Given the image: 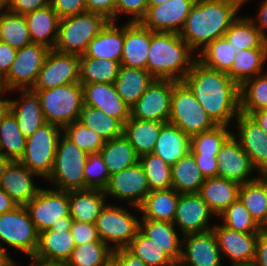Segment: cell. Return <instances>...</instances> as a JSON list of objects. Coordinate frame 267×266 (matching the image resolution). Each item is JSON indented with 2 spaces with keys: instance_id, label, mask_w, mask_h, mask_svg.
Wrapping results in <instances>:
<instances>
[{
  "instance_id": "obj_1",
  "label": "cell",
  "mask_w": 267,
  "mask_h": 266,
  "mask_svg": "<svg viewBox=\"0 0 267 266\" xmlns=\"http://www.w3.org/2000/svg\"><path fill=\"white\" fill-rule=\"evenodd\" d=\"M182 82L216 125L229 127L240 113V86L226 72L208 68L196 60Z\"/></svg>"
},
{
  "instance_id": "obj_2",
  "label": "cell",
  "mask_w": 267,
  "mask_h": 266,
  "mask_svg": "<svg viewBox=\"0 0 267 266\" xmlns=\"http://www.w3.org/2000/svg\"><path fill=\"white\" fill-rule=\"evenodd\" d=\"M248 0H196L179 35L195 51L223 37Z\"/></svg>"
},
{
  "instance_id": "obj_3",
  "label": "cell",
  "mask_w": 267,
  "mask_h": 266,
  "mask_svg": "<svg viewBox=\"0 0 267 266\" xmlns=\"http://www.w3.org/2000/svg\"><path fill=\"white\" fill-rule=\"evenodd\" d=\"M179 33L151 31L147 71L155 79L182 81L197 57Z\"/></svg>"
},
{
  "instance_id": "obj_4",
  "label": "cell",
  "mask_w": 267,
  "mask_h": 266,
  "mask_svg": "<svg viewBox=\"0 0 267 266\" xmlns=\"http://www.w3.org/2000/svg\"><path fill=\"white\" fill-rule=\"evenodd\" d=\"M32 91L39 97L46 122L63 129L79 119L80 111L84 106V91L81 83Z\"/></svg>"
},
{
  "instance_id": "obj_5",
  "label": "cell",
  "mask_w": 267,
  "mask_h": 266,
  "mask_svg": "<svg viewBox=\"0 0 267 266\" xmlns=\"http://www.w3.org/2000/svg\"><path fill=\"white\" fill-rule=\"evenodd\" d=\"M109 21L100 13L88 11L60 19L54 49L61 53L83 55L90 41Z\"/></svg>"
},
{
  "instance_id": "obj_6",
  "label": "cell",
  "mask_w": 267,
  "mask_h": 266,
  "mask_svg": "<svg viewBox=\"0 0 267 266\" xmlns=\"http://www.w3.org/2000/svg\"><path fill=\"white\" fill-rule=\"evenodd\" d=\"M87 156L85 151L62 133L57 142L54 167L47 178L55 185L53 188L62 191L84 190Z\"/></svg>"
},
{
  "instance_id": "obj_7",
  "label": "cell",
  "mask_w": 267,
  "mask_h": 266,
  "mask_svg": "<svg viewBox=\"0 0 267 266\" xmlns=\"http://www.w3.org/2000/svg\"><path fill=\"white\" fill-rule=\"evenodd\" d=\"M168 123L178 127L190 137L216 126L182 81L173 86Z\"/></svg>"
},
{
  "instance_id": "obj_8",
  "label": "cell",
  "mask_w": 267,
  "mask_h": 266,
  "mask_svg": "<svg viewBox=\"0 0 267 266\" xmlns=\"http://www.w3.org/2000/svg\"><path fill=\"white\" fill-rule=\"evenodd\" d=\"M62 128L48 122L26 139L24 153L19 162L38 176L48 178L55 161L57 142Z\"/></svg>"
},
{
  "instance_id": "obj_9",
  "label": "cell",
  "mask_w": 267,
  "mask_h": 266,
  "mask_svg": "<svg viewBox=\"0 0 267 266\" xmlns=\"http://www.w3.org/2000/svg\"><path fill=\"white\" fill-rule=\"evenodd\" d=\"M25 207L38 233L52 226L71 225L68 191L40 188Z\"/></svg>"
},
{
  "instance_id": "obj_10",
  "label": "cell",
  "mask_w": 267,
  "mask_h": 266,
  "mask_svg": "<svg viewBox=\"0 0 267 266\" xmlns=\"http://www.w3.org/2000/svg\"><path fill=\"white\" fill-rule=\"evenodd\" d=\"M139 219L125 208L108 202L96 219L95 226L99 239L113 250L126 248L139 230Z\"/></svg>"
},
{
  "instance_id": "obj_11",
  "label": "cell",
  "mask_w": 267,
  "mask_h": 266,
  "mask_svg": "<svg viewBox=\"0 0 267 266\" xmlns=\"http://www.w3.org/2000/svg\"><path fill=\"white\" fill-rule=\"evenodd\" d=\"M51 49L31 43L17 50L8 74L2 79L6 91L32 89Z\"/></svg>"
},
{
  "instance_id": "obj_12",
  "label": "cell",
  "mask_w": 267,
  "mask_h": 266,
  "mask_svg": "<svg viewBox=\"0 0 267 266\" xmlns=\"http://www.w3.org/2000/svg\"><path fill=\"white\" fill-rule=\"evenodd\" d=\"M38 237L39 233L25 206H17L0 214V242L32 256L38 247Z\"/></svg>"
},
{
  "instance_id": "obj_13",
  "label": "cell",
  "mask_w": 267,
  "mask_h": 266,
  "mask_svg": "<svg viewBox=\"0 0 267 266\" xmlns=\"http://www.w3.org/2000/svg\"><path fill=\"white\" fill-rule=\"evenodd\" d=\"M177 82L171 79H155L130 107V117L168 123L172 89Z\"/></svg>"
},
{
  "instance_id": "obj_14",
  "label": "cell",
  "mask_w": 267,
  "mask_h": 266,
  "mask_svg": "<svg viewBox=\"0 0 267 266\" xmlns=\"http://www.w3.org/2000/svg\"><path fill=\"white\" fill-rule=\"evenodd\" d=\"M80 55L51 49L31 90L53 89L60 85L80 83Z\"/></svg>"
},
{
  "instance_id": "obj_15",
  "label": "cell",
  "mask_w": 267,
  "mask_h": 266,
  "mask_svg": "<svg viewBox=\"0 0 267 266\" xmlns=\"http://www.w3.org/2000/svg\"><path fill=\"white\" fill-rule=\"evenodd\" d=\"M149 192L148 181L139 162L111 175L107 187L104 189L106 196L127 200L128 204L135 209L139 208Z\"/></svg>"
},
{
  "instance_id": "obj_16",
  "label": "cell",
  "mask_w": 267,
  "mask_h": 266,
  "mask_svg": "<svg viewBox=\"0 0 267 266\" xmlns=\"http://www.w3.org/2000/svg\"><path fill=\"white\" fill-rule=\"evenodd\" d=\"M212 230L215 233L220 252H223L225 257L232 262L231 266H252L259 233L237 232L221 224H215Z\"/></svg>"
},
{
  "instance_id": "obj_17",
  "label": "cell",
  "mask_w": 267,
  "mask_h": 266,
  "mask_svg": "<svg viewBox=\"0 0 267 266\" xmlns=\"http://www.w3.org/2000/svg\"><path fill=\"white\" fill-rule=\"evenodd\" d=\"M214 213L199 193L180 194L173 224L182 236L211 231L208 224Z\"/></svg>"
},
{
  "instance_id": "obj_18",
  "label": "cell",
  "mask_w": 267,
  "mask_h": 266,
  "mask_svg": "<svg viewBox=\"0 0 267 266\" xmlns=\"http://www.w3.org/2000/svg\"><path fill=\"white\" fill-rule=\"evenodd\" d=\"M196 0H169L157 6H148L140 23L157 32L180 33Z\"/></svg>"
},
{
  "instance_id": "obj_19",
  "label": "cell",
  "mask_w": 267,
  "mask_h": 266,
  "mask_svg": "<svg viewBox=\"0 0 267 266\" xmlns=\"http://www.w3.org/2000/svg\"><path fill=\"white\" fill-rule=\"evenodd\" d=\"M236 120L238 132L232 135L250 156L258 174L267 175V134L250 115L240 112Z\"/></svg>"
},
{
  "instance_id": "obj_20",
  "label": "cell",
  "mask_w": 267,
  "mask_h": 266,
  "mask_svg": "<svg viewBox=\"0 0 267 266\" xmlns=\"http://www.w3.org/2000/svg\"><path fill=\"white\" fill-rule=\"evenodd\" d=\"M217 177H223L240 185L255 180L251 177L255 167L250 156L243 150L239 141L231 135L221 146L217 155Z\"/></svg>"
},
{
  "instance_id": "obj_21",
  "label": "cell",
  "mask_w": 267,
  "mask_h": 266,
  "mask_svg": "<svg viewBox=\"0 0 267 266\" xmlns=\"http://www.w3.org/2000/svg\"><path fill=\"white\" fill-rule=\"evenodd\" d=\"M180 266H222V254L213 230L182 237Z\"/></svg>"
},
{
  "instance_id": "obj_22",
  "label": "cell",
  "mask_w": 267,
  "mask_h": 266,
  "mask_svg": "<svg viewBox=\"0 0 267 266\" xmlns=\"http://www.w3.org/2000/svg\"><path fill=\"white\" fill-rule=\"evenodd\" d=\"M71 225L52 226L39 233L35 257L66 264L76 246Z\"/></svg>"
},
{
  "instance_id": "obj_23",
  "label": "cell",
  "mask_w": 267,
  "mask_h": 266,
  "mask_svg": "<svg viewBox=\"0 0 267 266\" xmlns=\"http://www.w3.org/2000/svg\"><path fill=\"white\" fill-rule=\"evenodd\" d=\"M81 85L84 91V105L99 109L123 124L130 118V107L117 93L114 83Z\"/></svg>"
},
{
  "instance_id": "obj_24",
  "label": "cell",
  "mask_w": 267,
  "mask_h": 266,
  "mask_svg": "<svg viewBox=\"0 0 267 266\" xmlns=\"http://www.w3.org/2000/svg\"><path fill=\"white\" fill-rule=\"evenodd\" d=\"M151 44V30L140 22L124 25V42L120 64L130 68L147 70L148 51Z\"/></svg>"
},
{
  "instance_id": "obj_25",
  "label": "cell",
  "mask_w": 267,
  "mask_h": 266,
  "mask_svg": "<svg viewBox=\"0 0 267 266\" xmlns=\"http://www.w3.org/2000/svg\"><path fill=\"white\" fill-rule=\"evenodd\" d=\"M35 176L38 177L19 161H12L1 179L0 188L12 198L17 206H25L40 189L33 182Z\"/></svg>"
},
{
  "instance_id": "obj_26",
  "label": "cell",
  "mask_w": 267,
  "mask_h": 266,
  "mask_svg": "<svg viewBox=\"0 0 267 266\" xmlns=\"http://www.w3.org/2000/svg\"><path fill=\"white\" fill-rule=\"evenodd\" d=\"M20 99H9L8 109L16 117L22 135L29 138L40 126L46 123L39 97L31 89L20 90Z\"/></svg>"
},
{
  "instance_id": "obj_27",
  "label": "cell",
  "mask_w": 267,
  "mask_h": 266,
  "mask_svg": "<svg viewBox=\"0 0 267 266\" xmlns=\"http://www.w3.org/2000/svg\"><path fill=\"white\" fill-rule=\"evenodd\" d=\"M32 43L54 49L60 18L51 5L24 14Z\"/></svg>"
},
{
  "instance_id": "obj_28",
  "label": "cell",
  "mask_w": 267,
  "mask_h": 266,
  "mask_svg": "<svg viewBox=\"0 0 267 266\" xmlns=\"http://www.w3.org/2000/svg\"><path fill=\"white\" fill-rule=\"evenodd\" d=\"M104 190L84 189L68 191L69 213L72 220L95 224L107 203Z\"/></svg>"
},
{
  "instance_id": "obj_29",
  "label": "cell",
  "mask_w": 267,
  "mask_h": 266,
  "mask_svg": "<svg viewBox=\"0 0 267 266\" xmlns=\"http://www.w3.org/2000/svg\"><path fill=\"white\" fill-rule=\"evenodd\" d=\"M123 42L124 25H120L119 28L115 22L109 21L100 33L90 41L86 52L80 57L121 62Z\"/></svg>"
},
{
  "instance_id": "obj_30",
  "label": "cell",
  "mask_w": 267,
  "mask_h": 266,
  "mask_svg": "<svg viewBox=\"0 0 267 266\" xmlns=\"http://www.w3.org/2000/svg\"><path fill=\"white\" fill-rule=\"evenodd\" d=\"M173 223L161 220L141 219L139 230L155 241L163 251L178 264L182 255V238L176 232Z\"/></svg>"
},
{
  "instance_id": "obj_31",
  "label": "cell",
  "mask_w": 267,
  "mask_h": 266,
  "mask_svg": "<svg viewBox=\"0 0 267 266\" xmlns=\"http://www.w3.org/2000/svg\"><path fill=\"white\" fill-rule=\"evenodd\" d=\"M165 122L140 120L130 117L123 125V136L133 146L139 157L152 153Z\"/></svg>"
},
{
  "instance_id": "obj_32",
  "label": "cell",
  "mask_w": 267,
  "mask_h": 266,
  "mask_svg": "<svg viewBox=\"0 0 267 266\" xmlns=\"http://www.w3.org/2000/svg\"><path fill=\"white\" fill-rule=\"evenodd\" d=\"M239 187L238 182L223 177H212L205 179L199 194L209 209L219 216L238 199Z\"/></svg>"
},
{
  "instance_id": "obj_33",
  "label": "cell",
  "mask_w": 267,
  "mask_h": 266,
  "mask_svg": "<svg viewBox=\"0 0 267 266\" xmlns=\"http://www.w3.org/2000/svg\"><path fill=\"white\" fill-rule=\"evenodd\" d=\"M179 197L173 188L151 190L138 208L143 215L141 218L173 223Z\"/></svg>"
},
{
  "instance_id": "obj_34",
  "label": "cell",
  "mask_w": 267,
  "mask_h": 266,
  "mask_svg": "<svg viewBox=\"0 0 267 266\" xmlns=\"http://www.w3.org/2000/svg\"><path fill=\"white\" fill-rule=\"evenodd\" d=\"M190 140L191 137L178 127L166 123L156 140L153 153L172 166L190 152Z\"/></svg>"
},
{
  "instance_id": "obj_35",
  "label": "cell",
  "mask_w": 267,
  "mask_h": 266,
  "mask_svg": "<svg viewBox=\"0 0 267 266\" xmlns=\"http://www.w3.org/2000/svg\"><path fill=\"white\" fill-rule=\"evenodd\" d=\"M154 80L155 78L145 69L121 65L114 85L123 101L131 107Z\"/></svg>"
},
{
  "instance_id": "obj_36",
  "label": "cell",
  "mask_w": 267,
  "mask_h": 266,
  "mask_svg": "<svg viewBox=\"0 0 267 266\" xmlns=\"http://www.w3.org/2000/svg\"><path fill=\"white\" fill-rule=\"evenodd\" d=\"M224 37L231 43L236 53L243 49L267 48V38L249 16L245 18L238 15L230 24Z\"/></svg>"
},
{
  "instance_id": "obj_37",
  "label": "cell",
  "mask_w": 267,
  "mask_h": 266,
  "mask_svg": "<svg viewBox=\"0 0 267 266\" xmlns=\"http://www.w3.org/2000/svg\"><path fill=\"white\" fill-rule=\"evenodd\" d=\"M99 153L110 176L139 162V156L123 135L105 141Z\"/></svg>"
},
{
  "instance_id": "obj_38",
  "label": "cell",
  "mask_w": 267,
  "mask_h": 266,
  "mask_svg": "<svg viewBox=\"0 0 267 266\" xmlns=\"http://www.w3.org/2000/svg\"><path fill=\"white\" fill-rule=\"evenodd\" d=\"M172 188L178 194L199 193L205 177L189 152L171 166Z\"/></svg>"
},
{
  "instance_id": "obj_39",
  "label": "cell",
  "mask_w": 267,
  "mask_h": 266,
  "mask_svg": "<svg viewBox=\"0 0 267 266\" xmlns=\"http://www.w3.org/2000/svg\"><path fill=\"white\" fill-rule=\"evenodd\" d=\"M267 48L243 49L236 53L233 65L227 72L230 78L241 86L246 80L264 73Z\"/></svg>"
},
{
  "instance_id": "obj_40",
  "label": "cell",
  "mask_w": 267,
  "mask_h": 266,
  "mask_svg": "<svg viewBox=\"0 0 267 266\" xmlns=\"http://www.w3.org/2000/svg\"><path fill=\"white\" fill-rule=\"evenodd\" d=\"M238 198L253 219L261 225L267 214V175L259 174L255 180L241 184Z\"/></svg>"
},
{
  "instance_id": "obj_41",
  "label": "cell",
  "mask_w": 267,
  "mask_h": 266,
  "mask_svg": "<svg viewBox=\"0 0 267 266\" xmlns=\"http://www.w3.org/2000/svg\"><path fill=\"white\" fill-rule=\"evenodd\" d=\"M25 144L26 138L18 127L16 117L7 109L0 118V150L2 156L12 161H19L24 153Z\"/></svg>"
},
{
  "instance_id": "obj_42",
  "label": "cell",
  "mask_w": 267,
  "mask_h": 266,
  "mask_svg": "<svg viewBox=\"0 0 267 266\" xmlns=\"http://www.w3.org/2000/svg\"><path fill=\"white\" fill-rule=\"evenodd\" d=\"M0 40L17 50L32 43L24 15L0 11Z\"/></svg>"
},
{
  "instance_id": "obj_43",
  "label": "cell",
  "mask_w": 267,
  "mask_h": 266,
  "mask_svg": "<svg viewBox=\"0 0 267 266\" xmlns=\"http://www.w3.org/2000/svg\"><path fill=\"white\" fill-rule=\"evenodd\" d=\"M78 121L99 134L104 141L123 135L124 124L120 120L88 105L82 107Z\"/></svg>"
},
{
  "instance_id": "obj_44",
  "label": "cell",
  "mask_w": 267,
  "mask_h": 266,
  "mask_svg": "<svg viewBox=\"0 0 267 266\" xmlns=\"http://www.w3.org/2000/svg\"><path fill=\"white\" fill-rule=\"evenodd\" d=\"M121 64L118 61L80 57V83H114Z\"/></svg>"
},
{
  "instance_id": "obj_45",
  "label": "cell",
  "mask_w": 267,
  "mask_h": 266,
  "mask_svg": "<svg viewBox=\"0 0 267 266\" xmlns=\"http://www.w3.org/2000/svg\"><path fill=\"white\" fill-rule=\"evenodd\" d=\"M235 55V49L224 36L196 53L197 60L204 66L226 73L231 69Z\"/></svg>"
},
{
  "instance_id": "obj_46",
  "label": "cell",
  "mask_w": 267,
  "mask_h": 266,
  "mask_svg": "<svg viewBox=\"0 0 267 266\" xmlns=\"http://www.w3.org/2000/svg\"><path fill=\"white\" fill-rule=\"evenodd\" d=\"M267 109V72L246 80L240 86V112L250 115Z\"/></svg>"
},
{
  "instance_id": "obj_47",
  "label": "cell",
  "mask_w": 267,
  "mask_h": 266,
  "mask_svg": "<svg viewBox=\"0 0 267 266\" xmlns=\"http://www.w3.org/2000/svg\"><path fill=\"white\" fill-rule=\"evenodd\" d=\"M113 249L102 241L76 245L64 266H110Z\"/></svg>"
},
{
  "instance_id": "obj_48",
  "label": "cell",
  "mask_w": 267,
  "mask_h": 266,
  "mask_svg": "<svg viewBox=\"0 0 267 266\" xmlns=\"http://www.w3.org/2000/svg\"><path fill=\"white\" fill-rule=\"evenodd\" d=\"M126 248L148 266H174L176 264L155 241L145 236L140 230Z\"/></svg>"
},
{
  "instance_id": "obj_49",
  "label": "cell",
  "mask_w": 267,
  "mask_h": 266,
  "mask_svg": "<svg viewBox=\"0 0 267 266\" xmlns=\"http://www.w3.org/2000/svg\"><path fill=\"white\" fill-rule=\"evenodd\" d=\"M229 127L216 125L212 129L191 136L190 153L218 155L221 146L233 134Z\"/></svg>"
},
{
  "instance_id": "obj_50",
  "label": "cell",
  "mask_w": 267,
  "mask_h": 266,
  "mask_svg": "<svg viewBox=\"0 0 267 266\" xmlns=\"http://www.w3.org/2000/svg\"><path fill=\"white\" fill-rule=\"evenodd\" d=\"M139 163L144 169L150 191L172 188L171 165L161 157L152 152L139 157Z\"/></svg>"
},
{
  "instance_id": "obj_51",
  "label": "cell",
  "mask_w": 267,
  "mask_h": 266,
  "mask_svg": "<svg viewBox=\"0 0 267 266\" xmlns=\"http://www.w3.org/2000/svg\"><path fill=\"white\" fill-rule=\"evenodd\" d=\"M223 226L242 233H260V225L253 219L240 199H236L220 215Z\"/></svg>"
},
{
  "instance_id": "obj_52",
  "label": "cell",
  "mask_w": 267,
  "mask_h": 266,
  "mask_svg": "<svg viewBox=\"0 0 267 266\" xmlns=\"http://www.w3.org/2000/svg\"><path fill=\"white\" fill-rule=\"evenodd\" d=\"M62 133L75 143L81 150L87 154L99 153L105 144L102 137L91 129H87L78 120L65 126Z\"/></svg>"
},
{
  "instance_id": "obj_53",
  "label": "cell",
  "mask_w": 267,
  "mask_h": 266,
  "mask_svg": "<svg viewBox=\"0 0 267 266\" xmlns=\"http://www.w3.org/2000/svg\"><path fill=\"white\" fill-rule=\"evenodd\" d=\"M85 189L104 190L110 175L100 153L88 154L84 167Z\"/></svg>"
},
{
  "instance_id": "obj_54",
  "label": "cell",
  "mask_w": 267,
  "mask_h": 266,
  "mask_svg": "<svg viewBox=\"0 0 267 266\" xmlns=\"http://www.w3.org/2000/svg\"><path fill=\"white\" fill-rule=\"evenodd\" d=\"M147 9L148 0H116L115 23L118 18L117 16L122 13L132 16L128 22H140L145 17Z\"/></svg>"
},
{
  "instance_id": "obj_55",
  "label": "cell",
  "mask_w": 267,
  "mask_h": 266,
  "mask_svg": "<svg viewBox=\"0 0 267 266\" xmlns=\"http://www.w3.org/2000/svg\"><path fill=\"white\" fill-rule=\"evenodd\" d=\"M50 5L60 19L87 12L85 0H50Z\"/></svg>"
},
{
  "instance_id": "obj_56",
  "label": "cell",
  "mask_w": 267,
  "mask_h": 266,
  "mask_svg": "<svg viewBox=\"0 0 267 266\" xmlns=\"http://www.w3.org/2000/svg\"><path fill=\"white\" fill-rule=\"evenodd\" d=\"M70 231L76 245H81L92 241H101L98 237L95 224L82 223L72 220Z\"/></svg>"
},
{
  "instance_id": "obj_57",
  "label": "cell",
  "mask_w": 267,
  "mask_h": 266,
  "mask_svg": "<svg viewBox=\"0 0 267 266\" xmlns=\"http://www.w3.org/2000/svg\"><path fill=\"white\" fill-rule=\"evenodd\" d=\"M50 0H7L6 9L18 14H26L36 9L46 7Z\"/></svg>"
},
{
  "instance_id": "obj_58",
  "label": "cell",
  "mask_w": 267,
  "mask_h": 266,
  "mask_svg": "<svg viewBox=\"0 0 267 266\" xmlns=\"http://www.w3.org/2000/svg\"><path fill=\"white\" fill-rule=\"evenodd\" d=\"M110 266H148L139 257L132 254L127 248L112 251Z\"/></svg>"
},
{
  "instance_id": "obj_59",
  "label": "cell",
  "mask_w": 267,
  "mask_h": 266,
  "mask_svg": "<svg viewBox=\"0 0 267 266\" xmlns=\"http://www.w3.org/2000/svg\"><path fill=\"white\" fill-rule=\"evenodd\" d=\"M88 12L104 15L111 22H115L116 0H85Z\"/></svg>"
},
{
  "instance_id": "obj_60",
  "label": "cell",
  "mask_w": 267,
  "mask_h": 266,
  "mask_svg": "<svg viewBox=\"0 0 267 266\" xmlns=\"http://www.w3.org/2000/svg\"><path fill=\"white\" fill-rule=\"evenodd\" d=\"M196 161L197 167L201 173L207 178L217 177V155H203V154H192Z\"/></svg>"
},
{
  "instance_id": "obj_61",
  "label": "cell",
  "mask_w": 267,
  "mask_h": 266,
  "mask_svg": "<svg viewBox=\"0 0 267 266\" xmlns=\"http://www.w3.org/2000/svg\"><path fill=\"white\" fill-rule=\"evenodd\" d=\"M17 49L0 40V78L3 79L9 72L16 58Z\"/></svg>"
},
{
  "instance_id": "obj_62",
  "label": "cell",
  "mask_w": 267,
  "mask_h": 266,
  "mask_svg": "<svg viewBox=\"0 0 267 266\" xmlns=\"http://www.w3.org/2000/svg\"><path fill=\"white\" fill-rule=\"evenodd\" d=\"M252 266H267V232H260Z\"/></svg>"
},
{
  "instance_id": "obj_63",
  "label": "cell",
  "mask_w": 267,
  "mask_h": 266,
  "mask_svg": "<svg viewBox=\"0 0 267 266\" xmlns=\"http://www.w3.org/2000/svg\"><path fill=\"white\" fill-rule=\"evenodd\" d=\"M260 5L261 6L256 17L258 20L252 17L251 19L260 32L267 38V33L265 32L267 30V0H263Z\"/></svg>"
},
{
  "instance_id": "obj_64",
  "label": "cell",
  "mask_w": 267,
  "mask_h": 266,
  "mask_svg": "<svg viewBox=\"0 0 267 266\" xmlns=\"http://www.w3.org/2000/svg\"><path fill=\"white\" fill-rule=\"evenodd\" d=\"M17 207L12 198L0 188V214L9 212Z\"/></svg>"
},
{
  "instance_id": "obj_65",
  "label": "cell",
  "mask_w": 267,
  "mask_h": 266,
  "mask_svg": "<svg viewBox=\"0 0 267 266\" xmlns=\"http://www.w3.org/2000/svg\"><path fill=\"white\" fill-rule=\"evenodd\" d=\"M250 116L257 122L262 130L267 134V109L252 112Z\"/></svg>"
},
{
  "instance_id": "obj_66",
  "label": "cell",
  "mask_w": 267,
  "mask_h": 266,
  "mask_svg": "<svg viewBox=\"0 0 267 266\" xmlns=\"http://www.w3.org/2000/svg\"><path fill=\"white\" fill-rule=\"evenodd\" d=\"M17 263L8 256L4 247L0 245V266H16Z\"/></svg>"
},
{
  "instance_id": "obj_67",
  "label": "cell",
  "mask_w": 267,
  "mask_h": 266,
  "mask_svg": "<svg viewBox=\"0 0 267 266\" xmlns=\"http://www.w3.org/2000/svg\"><path fill=\"white\" fill-rule=\"evenodd\" d=\"M29 257L32 259L29 266H64V264L43 260V259L35 257L34 255L29 256Z\"/></svg>"
},
{
  "instance_id": "obj_68",
  "label": "cell",
  "mask_w": 267,
  "mask_h": 266,
  "mask_svg": "<svg viewBox=\"0 0 267 266\" xmlns=\"http://www.w3.org/2000/svg\"><path fill=\"white\" fill-rule=\"evenodd\" d=\"M12 162V160L4 157V156H0V182L1 179L3 177V175L5 174L6 169L8 168L9 164Z\"/></svg>"
},
{
  "instance_id": "obj_69",
  "label": "cell",
  "mask_w": 267,
  "mask_h": 266,
  "mask_svg": "<svg viewBox=\"0 0 267 266\" xmlns=\"http://www.w3.org/2000/svg\"><path fill=\"white\" fill-rule=\"evenodd\" d=\"M3 96H0V118L8 109V98L3 99Z\"/></svg>"
},
{
  "instance_id": "obj_70",
  "label": "cell",
  "mask_w": 267,
  "mask_h": 266,
  "mask_svg": "<svg viewBox=\"0 0 267 266\" xmlns=\"http://www.w3.org/2000/svg\"><path fill=\"white\" fill-rule=\"evenodd\" d=\"M169 0H148V6H157Z\"/></svg>"
},
{
  "instance_id": "obj_71",
  "label": "cell",
  "mask_w": 267,
  "mask_h": 266,
  "mask_svg": "<svg viewBox=\"0 0 267 266\" xmlns=\"http://www.w3.org/2000/svg\"><path fill=\"white\" fill-rule=\"evenodd\" d=\"M262 232H267V214L265 216L264 222L260 225Z\"/></svg>"
},
{
  "instance_id": "obj_72",
  "label": "cell",
  "mask_w": 267,
  "mask_h": 266,
  "mask_svg": "<svg viewBox=\"0 0 267 266\" xmlns=\"http://www.w3.org/2000/svg\"><path fill=\"white\" fill-rule=\"evenodd\" d=\"M8 91H6L3 87V83H2V79L0 78V96H3V94L7 93Z\"/></svg>"
},
{
  "instance_id": "obj_73",
  "label": "cell",
  "mask_w": 267,
  "mask_h": 266,
  "mask_svg": "<svg viewBox=\"0 0 267 266\" xmlns=\"http://www.w3.org/2000/svg\"><path fill=\"white\" fill-rule=\"evenodd\" d=\"M7 0H0V11L6 9Z\"/></svg>"
}]
</instances>
